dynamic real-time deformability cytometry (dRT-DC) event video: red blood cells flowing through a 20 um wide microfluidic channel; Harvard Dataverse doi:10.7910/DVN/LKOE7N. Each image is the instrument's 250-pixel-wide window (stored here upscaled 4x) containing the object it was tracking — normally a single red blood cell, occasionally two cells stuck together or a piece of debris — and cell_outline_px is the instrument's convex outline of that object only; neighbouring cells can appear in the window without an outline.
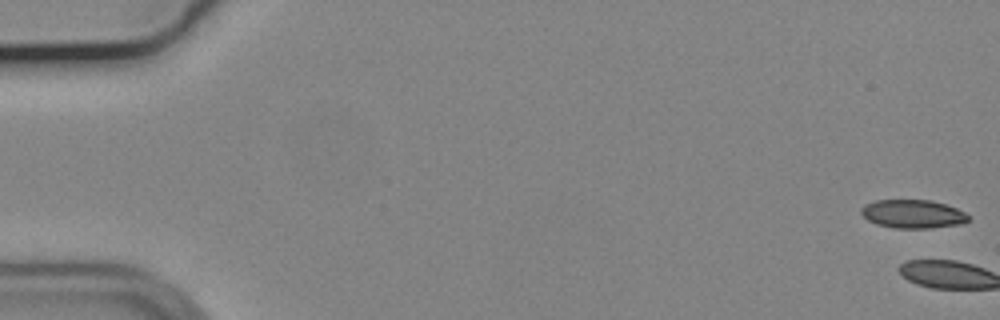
{"species": "common noctule bat (a hibernating species)", "species_latin": "Nyctalus noctula", "temperature_condition": "cold", "stored_images_in_passage": 3, "camera_frame_rate_fps": 3000, "um_per_image_px": 0.085, "animal": {"sex": "male", "body_mass_g": 19.2, "forearm_length_mm": 51.8}, "frame": {"image": 1, "passage_image": 1, "time_ms": 0.0, "image_size_px": [1000, 320], "cell_outline_px": [[972, 216], [968, 220], [960, 224], [928, 228], [892, 228], [876, 224], [868, 220], [860, 212], [860, 208], [864, 204], [876, 200], [932, 200], [956, 208]], "centroid_in_image_um": [77.57, 18.18], "position_along_channel_um": 7.4, "area_um2": 17.86}}